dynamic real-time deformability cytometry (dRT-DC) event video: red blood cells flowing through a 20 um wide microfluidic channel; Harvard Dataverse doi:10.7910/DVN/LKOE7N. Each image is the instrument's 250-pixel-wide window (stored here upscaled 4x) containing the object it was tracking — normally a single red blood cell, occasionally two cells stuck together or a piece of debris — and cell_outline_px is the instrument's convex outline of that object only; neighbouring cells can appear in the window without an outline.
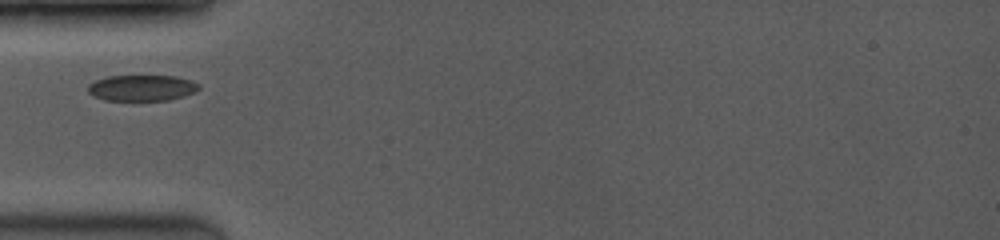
{"species": "common noctule bat (a hibernating species)", "species_latin": "Nyctalus noctula", "temperature_condition": "room temperature", "stored_images_in_passage": 8, "camera_frame_rate_fps": 3500, "um_per_image_px": 0.085, "animal": {"sex": "female", "body_mass_g": 19.0, "forearm_length_mm": 53.3}, "frame": {"image": 1, "passage_image": 2, "time_ms": 1.143, "image_size_px": [1000, 240], "cell_outline_px": [[200, 88], [196, 92], [184, 96], [168, 100], [104, 100], [92, 96], [88, 92], [88, 84], [96, 80], [108, 76], [176, 76], [200, 84]], "centroid_in_image_um": [12.05, 7.47], "position_along_channel_um": 73.0, "area_um2": 16.82}}
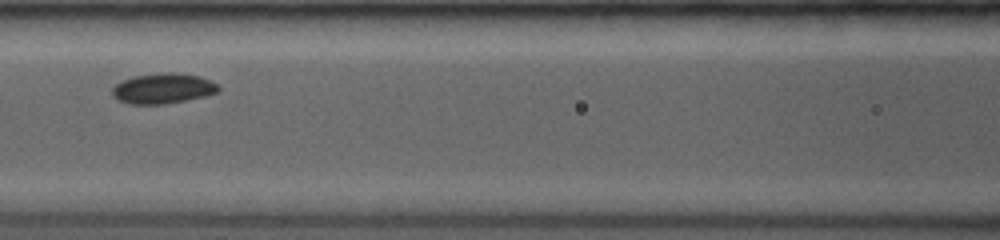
{"frame": {"image": 2, "passage_image": 4, "time_ms": 3.143, "image_size_px": [1000, 240], "cell_outline_px": [[220, 92], [204, 96], [164, 104], [128, 104], [116, 100], [112, 96], [112, 88], [120, 80], [136, 76], [164, 72], [172, 72], [200, 76], [216, 84], [220, 88]], "centroid_in_image_um": [13.81, 7.52], "position_along_channel_um": 152.8, "area_um2": 18.79}}
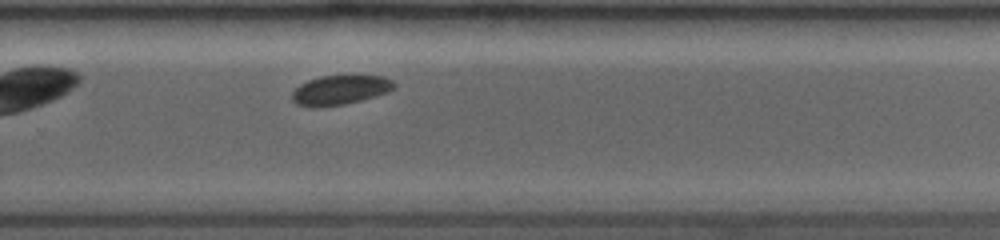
{"frame": {"image": 3, "passage_image": 8, "time_ms": 6.857, "image_size_px": [1000, 240], "cell_outline_px": [[396, 88], [388, 92], [376, 96], [344, 104], [320, 108], [312, 108], [296, 104], [292, 100], [292, 92], [300, 84], [308, 80], [320, 76], [384, 76], [392, 80], [396, 84]], "centroid_in_image_um": [28.9, 7.66], "position_along_channel_um": 300.9, "area_um2": 17.69}}